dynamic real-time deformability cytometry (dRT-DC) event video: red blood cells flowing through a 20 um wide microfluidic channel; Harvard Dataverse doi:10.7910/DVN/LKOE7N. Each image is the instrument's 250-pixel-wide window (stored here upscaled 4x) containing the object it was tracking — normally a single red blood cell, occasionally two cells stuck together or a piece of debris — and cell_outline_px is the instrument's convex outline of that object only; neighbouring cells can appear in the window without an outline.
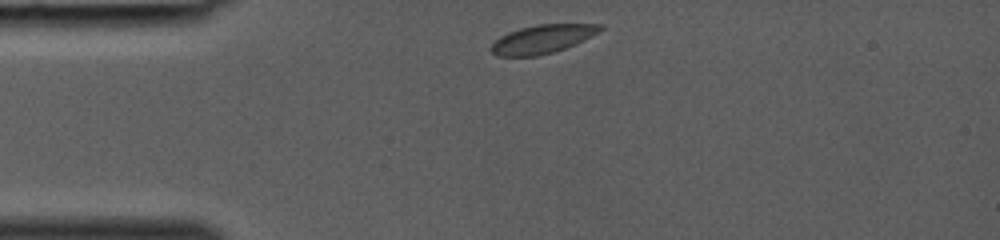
{"species": "common noctule bat (a hibernating species)", "species_latin": "Nyctalus noctula", "temperature_condition": "room temperature", "stored_images_in_passage": 27, "camera_frame_rate_fps": 3000, "um_per_image_px": 0.085, "animal": {"sex": "female", "body_mass_g": 19.0, "forearm_length_mm": 53.3}, "frame": {"image": 1, "passage_image": 1, "time_ms": 0.0, "image_size_px": [1000, 240], "cell_outline_px": [[604, 28], [600, 32], [576, 44], [552, 52], [536, 56], [496, 56], [492, 52], [492, 44], [500, 36], [508, 32], [520, 28], [536, 24], [600, 24]], "centroid_in_image_um": [46.12, 3.31], "position_along_channel_um": 38.9, "area_um2": 18.03}}
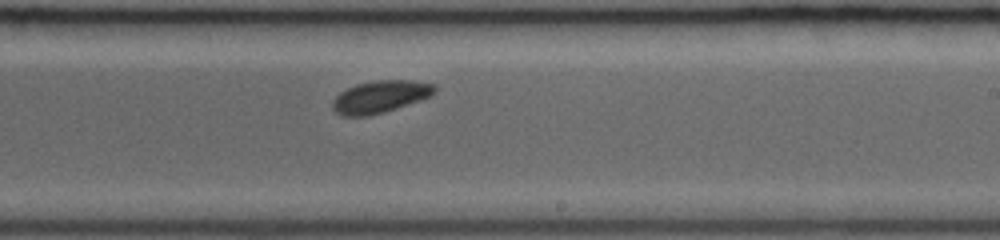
{"frame": {"image": 2, "passage_image": 16, "time_ms": 5.0, "image_size_px": [1000, 240], "cell_outline_px": [[436, 92], [428, 96], [396, 108], [384, 112], [368, 116], [340, 116], [332, 108], [332, 100], [340, 92], [356, 84], [376, 80], [412, 80], [436, 84]], "centroid_in_image_um": [32.28, 8.21], "position_along_channel_um": 256.7, "area_um2": 19.07}}
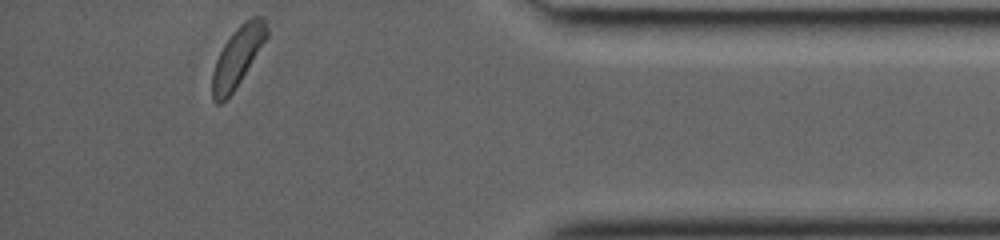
{"frame": {"image": 3, "passage_image": 27, "time_ms": 8.667, "image_size_px": [1000, 240], "cell_outline_px": [[268, 36], [236, 88], [220, 104], [216, 104], [212, 100], [212, 72], [216, 60], [224, 44], [232, 32], [244, 20], [252, 16], [260, 16], [264, 20], [268, 28]], "centroid_in_image_um": [20.18, 4.81], "position_along_channel_um": 415.0, "area_um2": 18.84}}